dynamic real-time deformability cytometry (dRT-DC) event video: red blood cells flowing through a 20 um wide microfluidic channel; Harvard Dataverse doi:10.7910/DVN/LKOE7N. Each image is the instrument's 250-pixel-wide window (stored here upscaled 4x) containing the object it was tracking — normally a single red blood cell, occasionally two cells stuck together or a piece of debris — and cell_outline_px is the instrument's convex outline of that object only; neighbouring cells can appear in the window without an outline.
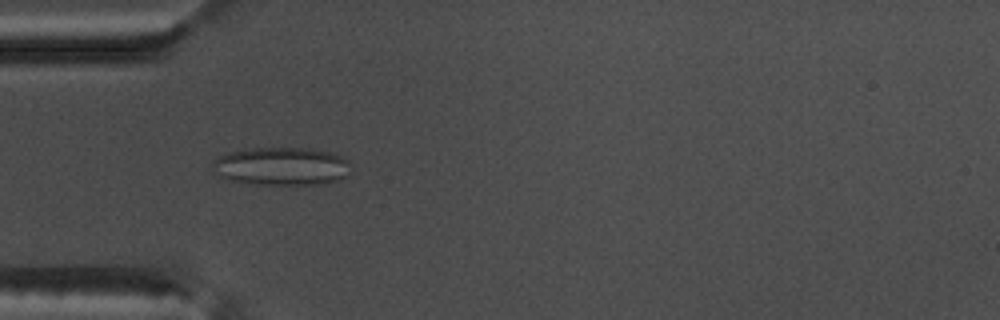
{"species": "common noctule bat (a hibernating species)", "species_latin": "Nyctalus noctula", "temperature_condition": "warm", "stored_images_in_passage": 54, "camera_frame_rate_fps": 3000, "um_per_image_px": 0.085, "animal": {"sex": "male", "body_mass_g": 17.5, "forearm_length_mm": 52.3}, "frame": {"image": 1, "passage_image": 17, "time_ms": 5.333, "image_size_px": [1000, 320], "cell_outline_px": [[348, 176], [340, 180], [324, 184], [252, 184], [232, 180], [220, 176], [212, 172], [212, 164], [220, 156], [232, 152], [256, 148], [308, 148], [332, 152], [344, 156], [348, 160]], "centroid_in_image_um": [23.98, 14.14], "position_along_channel_um": 61.0, "area_um2": 30.69}}
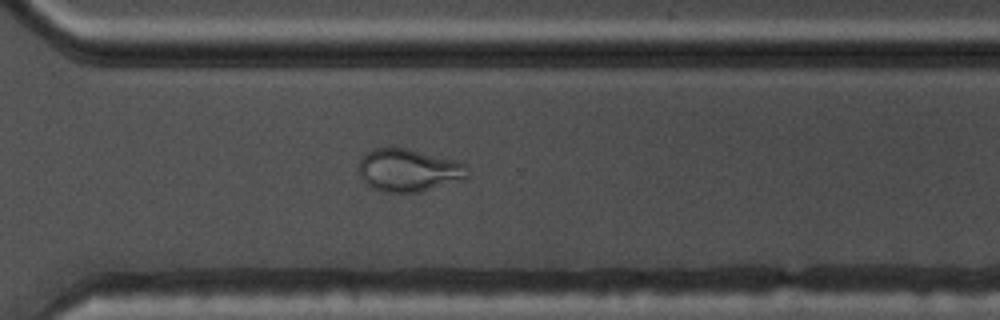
{"frame": {"image": 2, "passage_image": 39, "time_ms": 12.667, "image_size_px": [1000, 320], "cell_outline_px": [[468, 176], [420, 192], [384, 192], [372, 188], [364, 184], [360, 176], [360, 160], [372, 148], [408, 148], [468, 164]], "centroid_in_image_um": [34.69, 14.47], "position_along_channel_um": 335.9, "area_um2": 26.7}}
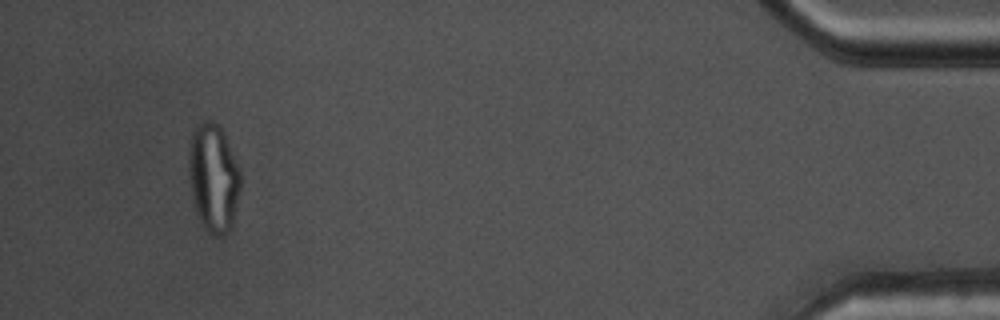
{"frame": {"image": 3, "passage_image": 51, "time_ms": 16.667, "image_size_px": [1000, 320], "cell_outline_px": [[240, 188], [232, 228], [228, 232], [220, 236], [216, 236], [208, 232], [204, 228], [196, 212], [192, 196], [188, 168], [188, 148], [192, 132], [204, 120], [212, 120], [224, 132], [240, 168]], "centroid_in_image_um": [18.15, 15.12], "position_along_channel_um": 417.1, "area_um2": 32.89}}